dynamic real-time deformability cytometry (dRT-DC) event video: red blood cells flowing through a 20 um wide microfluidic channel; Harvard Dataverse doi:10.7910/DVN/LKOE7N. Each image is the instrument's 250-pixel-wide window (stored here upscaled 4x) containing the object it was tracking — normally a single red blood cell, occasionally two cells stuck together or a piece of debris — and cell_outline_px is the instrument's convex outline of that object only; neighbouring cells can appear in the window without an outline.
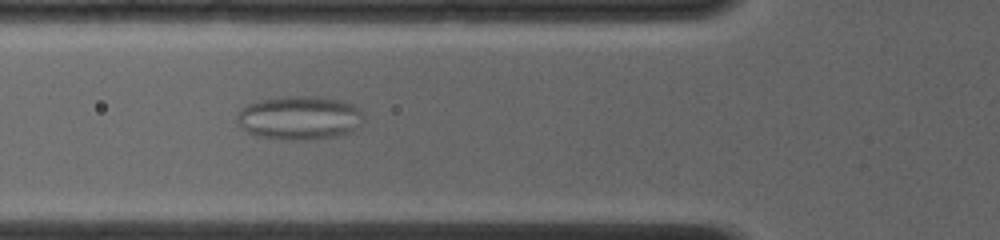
{"species": "common noctule bat (a hibernating species)", "species_latin": "Nyctalus noctula", "temperature_condition": "room temperature", "stored_images_in_passage": 8, "camera_frame_rate_fps": 4000, "um_per_image_px": 0.085, "animal": {"sex": "female", "body_mass_g": 19.0, "forearm_length_mm": 56.7}, "frame": {"image": 1, "passage_image": 2, "time_ms": 0.75, "image_size_px": [1000, 240], "cell_outline_px": [[364, 120], [348, 132], [336, 136], [304, 140], [292, 140], [260, 136], [248, 132], [236, 124], [236, 112], [248, 104], [264, 100], [288, 96], [316, 96], [344, 100], [360, 108], [364, 112]], "centroid_in_image_um": [25.46, 10.0], "position_along_channel_um": 100.3, "area_um2": 32.25}}